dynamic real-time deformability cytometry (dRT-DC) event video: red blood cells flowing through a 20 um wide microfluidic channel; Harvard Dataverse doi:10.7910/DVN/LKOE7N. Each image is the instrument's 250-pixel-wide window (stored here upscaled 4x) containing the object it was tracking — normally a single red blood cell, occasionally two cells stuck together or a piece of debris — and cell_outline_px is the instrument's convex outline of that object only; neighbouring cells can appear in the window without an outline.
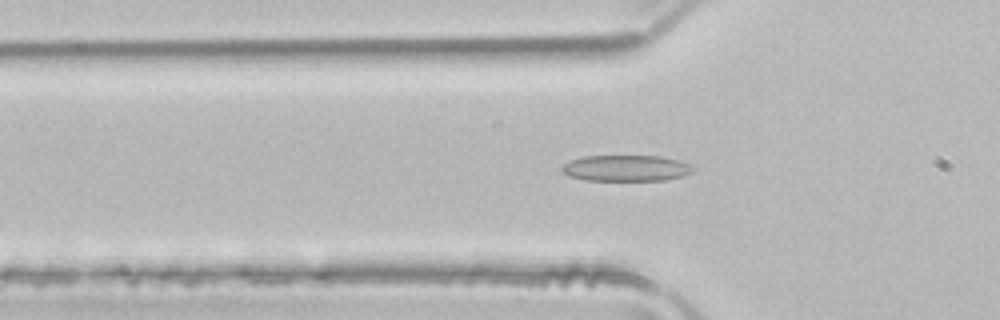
{"species": "common noctule bat (a hibernating species)", "species_latin": "Nyctalus noctula", "temperature_condition": "room temperature", "stored_images_in_passage": 49, "camera_frame_rate_fps": 3000, "um_per_image_px": 0.085, "animal": {"sex": "male", "body_mass_g": 21.5, "forearm_length_mm": 52.0}, "frame": {"image": 1, "passage_image": 15, "time_ms": 4.667, "image_size_px": [1000, 320], "cell_outline_px": [[696, 168], [692, 172], [684, 176], [664, 180], [584, 180], [568, 176], [560, 172], [560, 168], [564, 164], [572, 160], [584, 156], [660, 156], [676, 160], [688, 164]], "centroid_in_image_um": [53.19, 14.3], "position_along_channel_um": 72.6, "area_um2": 19.94}}
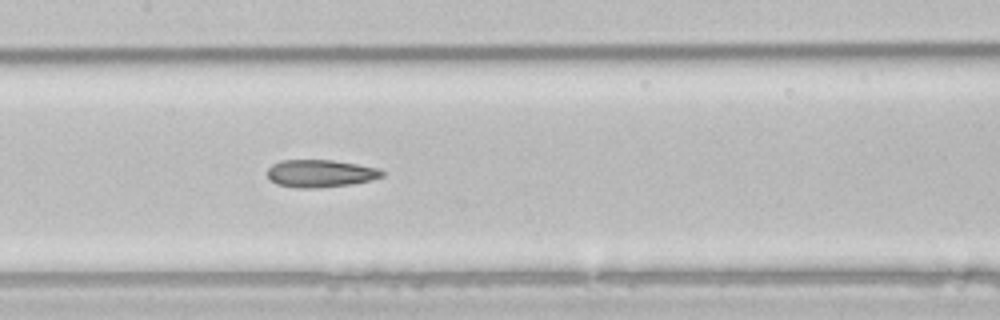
{"frame": {"image": 2, "passage_image": 23, "time_ms": 7.333, "image_size_px": [1000, 320], "cell_outline_px": [[388, 172], [384, 176], [352, 184], [316, 188], [296, 188], [276, 184], [268, 176], [268, 168], [272, 164], [280, 160], [332, 160], [380, 168]], "centroid_in_image_um": [27.26, 14.74], "position_along_channel_um": 180.1, "area_um2": 18.5}}
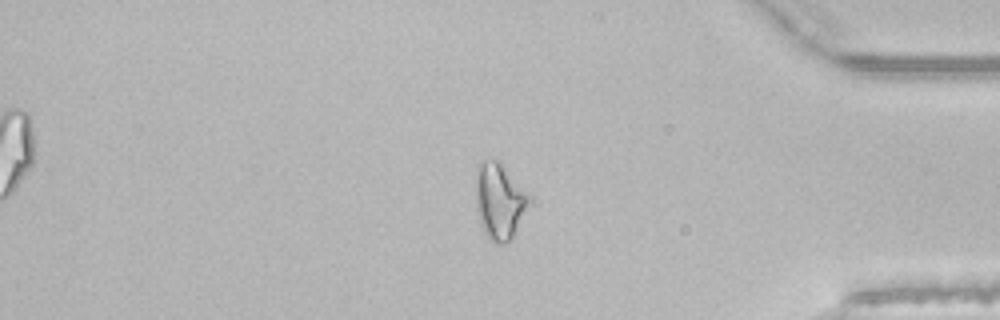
{"frame": {"image": 3, "passage_image": 41, "time_ms": 13.333, "image_size_px": [1000, 320], "cell_outline_px": [[528, 204], [512, 236], [508, 240], [500, 244], [496, 244], [484, 232], [480, 224], [476, 208], [476, 164], [484, 160], [500, 160], [528, 196]], "centroid_in_image_um": [42.38, 17.05], "position_along_channel_um": 392.8, "area_um2": 22.95}, "authors_computed_cell_mechanics": {"area_um2": 20.4612, "velocity_mm_per_s": 3.9997, "shape_relaxation_time_tau1_ms": null, "shape_relaxation_time_tau2_ms": 3.2546, "deformation_change_tau1": null, "deformation_change_tau2": 0.1235}}